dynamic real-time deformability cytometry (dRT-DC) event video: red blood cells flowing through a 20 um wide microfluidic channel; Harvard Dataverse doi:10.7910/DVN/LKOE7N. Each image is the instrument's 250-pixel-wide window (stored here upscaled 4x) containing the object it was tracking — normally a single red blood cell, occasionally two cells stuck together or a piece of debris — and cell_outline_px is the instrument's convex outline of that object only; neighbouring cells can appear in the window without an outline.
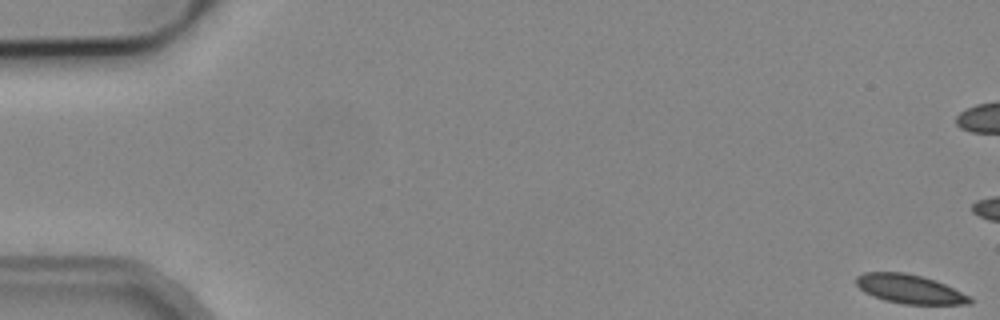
{"species": "common noctule bat (a hibernating species)", "species_latin": "Nyctalus noctula", "temperature_condition": "cold", "stored_images_in_passage": 11, "camera_frame_rate_fps": 3000, "um_per_image_px": 0.085, "animal": {"sex": "male", "body_mass_g": 19.2, "forearm_length_mm": 51.8}, "frame": {"image": 1, "passage_image": 1, "time_ms": 0.0, "image_size_px": [1000, 320], "cell_outline_px": [[972, 304], [904, 304], [884, 300], [872, 296], [864, 292], [856, 284], [856, 276], [864, 272], [904, 272], [936, 280], [972, 296]], "centroid_in_image_um": [77.34, 24.57], "position_along_channel_um": 7.7, "area_um2": 19.31}}